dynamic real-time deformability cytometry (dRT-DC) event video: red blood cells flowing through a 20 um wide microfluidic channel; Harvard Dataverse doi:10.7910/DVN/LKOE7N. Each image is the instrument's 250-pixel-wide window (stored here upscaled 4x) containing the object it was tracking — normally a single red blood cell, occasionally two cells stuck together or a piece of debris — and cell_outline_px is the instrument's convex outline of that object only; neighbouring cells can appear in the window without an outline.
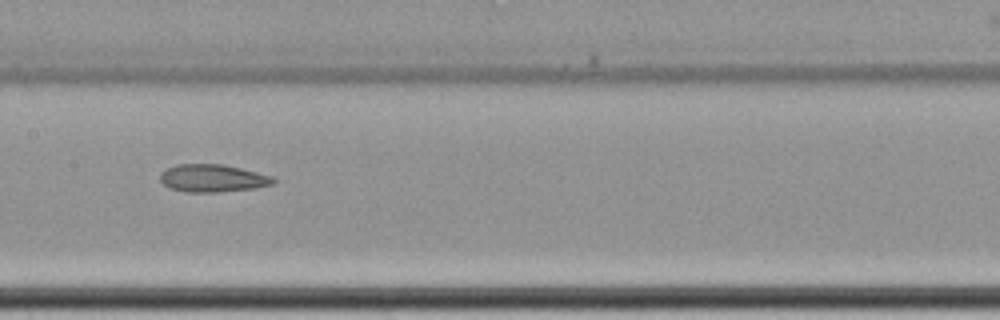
{"species": "common noctule bat (a hibernating species)", "species_latin": "Nyctalus noctula", "temperature_condition": "cold", "stored_images_in_passage": 12, "camera_frame_rate_fps": 3000, "um_per_image_px": 0.085, "animal": {"sex": "female", "body_mass_g": 22.7, "forearm_length_mm": 54.2}, "frame": {"image": 1, "passage_image": 9, "time_ms": 11.0, "image_size_px": [1000, 320], "cell_outline_px": [[276, 180], [272, 184], [256, 188], [216, 192], [184, 192], [168, 188], [160, 180], [160, 172], [176, 164], [224, 164], [272, 176]], "centroid_in_image_um": [18.04, 15.15], "position_along_channel_um": 189.4, "area_um2": 18.26}}
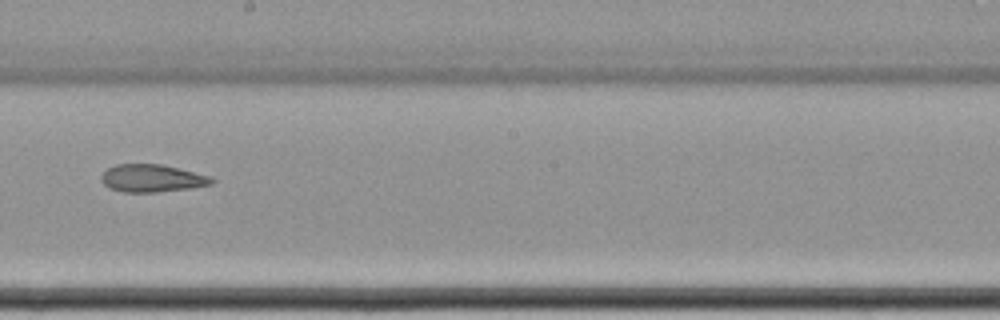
{"frame": {"image": 2, "passage_image": 10, "time_ms": 12.333, "image_size_px": [1000, 320], "cell_outline_px": [[216, 180], [212, 184], [192, 188], [156, 192], [124, 192], [108, 188], [100, 180], [100, 176], [108, 168], [116, 164], [160, 164], [212, 176]], "centroid_in_image_um": [12.93, 15.16], "position_along_channel_um": 235.3, "area_um2": 17.86}}
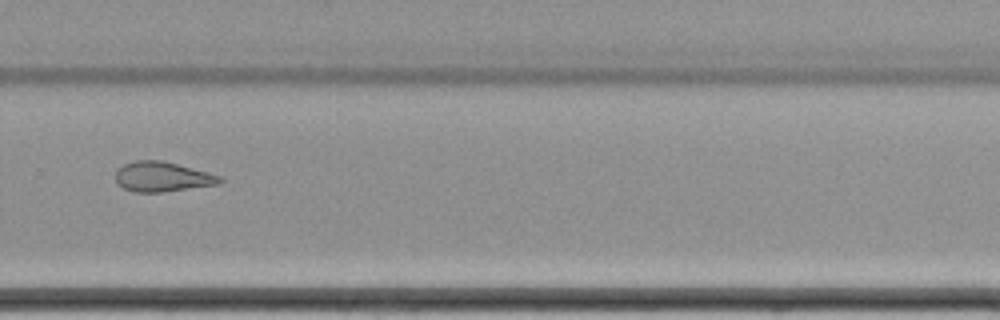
{"frame": {"image": 3, "passage_image": 12, "time_ms": 14.667, "image_size_px": [1000, 320], "cell_outline_px": [[224, 180], [220, 184], [164, 192], [136, 192], [124, 188], [116, 184], [116, 168], [132, 160], [160, 160], [224, 176]], "centroid_in_image_um": [13.81, 15.02], "position_along_channel_um": 316.0, "area_um2": 18.38}}